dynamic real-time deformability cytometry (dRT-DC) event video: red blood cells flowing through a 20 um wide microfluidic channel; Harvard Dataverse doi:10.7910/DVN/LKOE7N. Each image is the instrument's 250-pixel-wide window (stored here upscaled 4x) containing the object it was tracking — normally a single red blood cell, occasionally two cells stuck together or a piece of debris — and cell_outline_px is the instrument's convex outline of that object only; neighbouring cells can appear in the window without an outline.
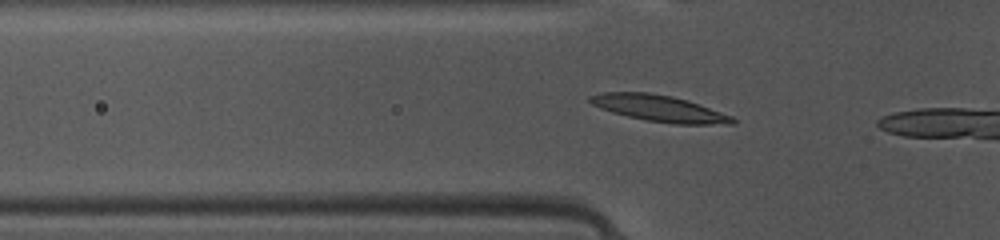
{"species": "common noctule bat (a hibernating species)", "species_latin": "Nyctalus noctula", "temperature_condition": "warm", "stored_images_in_passage": 18, "camera_frame_rate_fps": 3000, "um_per_image_px": 0.085, "animal": {"sex": "female", "body_mass_g": 10.0, "forearm_length_mm": 53.1}, "frame": {"image": 1, "passage_image": 16, "time_ms": 5.0, "image_size_px": [1000, 240], "cell_outline_px": [[736, 120], [732, 124], [676, 124], [648, 120], [628, 116], [612, 112], [600, 108], [592, 104], [588, 100], [588, 96], [604, 92], [648, 92], [672, 96], [688, 100], [732, 116]], "centroid_in_image_um": [56.02, 9.2], "position_along_channel_um": 69.8, "area_um2": 21.73}}